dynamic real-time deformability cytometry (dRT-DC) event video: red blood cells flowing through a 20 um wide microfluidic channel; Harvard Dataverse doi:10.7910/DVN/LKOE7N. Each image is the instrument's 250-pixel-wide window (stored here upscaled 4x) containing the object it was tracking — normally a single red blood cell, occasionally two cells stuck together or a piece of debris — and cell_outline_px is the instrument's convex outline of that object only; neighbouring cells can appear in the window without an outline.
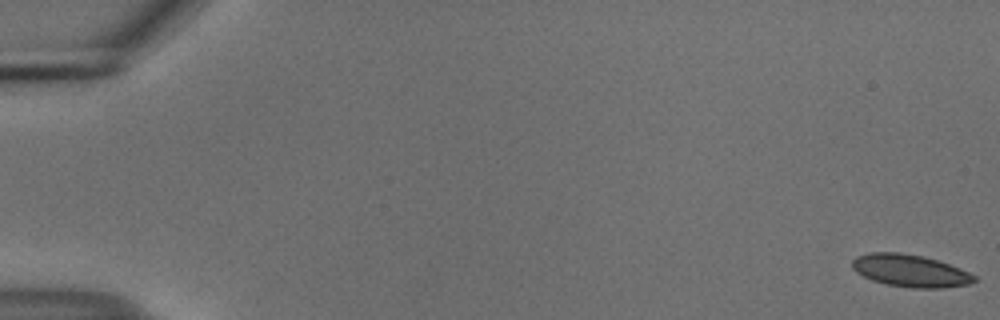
{"species": "common noctule bat (a hibernating species)", "species_latin": "Nyctalus noctula", "temperature_condition": "cold", "stored_images_in_passage": 13, "camera_frame_rate_fps": 3000, "um_per_image_px": 0.085, "animal": {"sex": "male", "body_mass_g": 18.8}, "frame": {"image": 1, "passage_image": 1, "time_ms": 0.0, "image_size_px": [1000, 320], "cell_outline_px": [[976, 280], [968, 284], [944, 288], [912, 288], [888, 284], [872, 280], [856, 272], [852, 268], [852, 260], [856, 256], [872, 252], [900, 252], [920, 256], [936, 260], [960, 268], [976, 276]], "centroid_in_image_um": [77.35, 23.01], "position_along_channel_um": 7.6, "area_um2": 22.83}}